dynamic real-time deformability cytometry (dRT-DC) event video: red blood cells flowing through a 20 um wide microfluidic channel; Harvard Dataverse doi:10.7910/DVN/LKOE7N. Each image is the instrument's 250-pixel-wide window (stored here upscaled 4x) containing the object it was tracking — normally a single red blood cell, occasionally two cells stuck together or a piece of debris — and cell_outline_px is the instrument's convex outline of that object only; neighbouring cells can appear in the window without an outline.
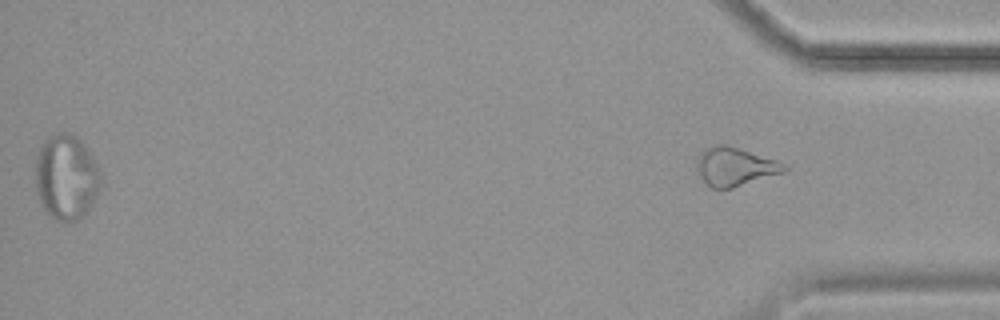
{"species": "common noctule bat (a hibernating species)", "species_latin": "Nyctalus noctula", "temperature_condition": "cold", "stored_images_in_passage": 15, "segment_of_instrument_passage": [2, 2], "camera_frame_rate_fps": 3000, "um_per_image_px": 0.085, "animal": {"sex": "female", "body_mass_g": 19.9}, "frame": {"image": 1, "passage_image": 15, "time_ms": 4.667, "image_size_px": [1000, 320], "cell_outline_px": [[788, 168], [784, 172], [732, 188], [712, 188], [700, 176], [696, 168], [696, 160], [700, 152], [704, 148], [716, 144], [724, 144], [776, 160], [784, 164]], "centroid_in_image_um": [62.43, 14.16], "position_along_channel_um": 372.8, "area_um2": 19.36}}